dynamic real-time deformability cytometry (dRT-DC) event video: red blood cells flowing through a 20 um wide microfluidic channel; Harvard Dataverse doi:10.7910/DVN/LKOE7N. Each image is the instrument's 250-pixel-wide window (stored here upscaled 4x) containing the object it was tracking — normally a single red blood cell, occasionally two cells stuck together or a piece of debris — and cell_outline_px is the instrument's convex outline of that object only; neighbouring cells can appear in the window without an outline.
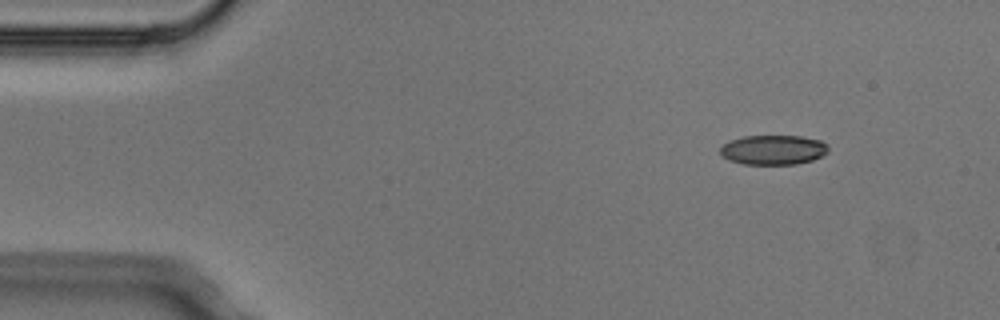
{"species": "Egyptian fruit bat (a non-hibernating species)", "species_latin": "Rousettus aegyptiacus", "temperature_condition": "cold", "stored_images_in_passage": 6, "camera_frame_rate_fps": 3000, "um_per_image_px": 0.085, "animal": {"sex": "male"}, "frame": {"image": 1, "passage_image": 2, "time_ms": 0.333, "image_size_px": [1000, 320], "cell_outline_px": [[828, 152], [812, 160], [796, 164], [744, 164], [728, 160], [720, 152], [720, 148], [728, 140], [744, 136], [800, 136], [820, 140], [828, 144]], "centroid_in_image_um": [65.72, 12.73], "position_along_channel_um": 19.3, "area_um2": 18.67}}
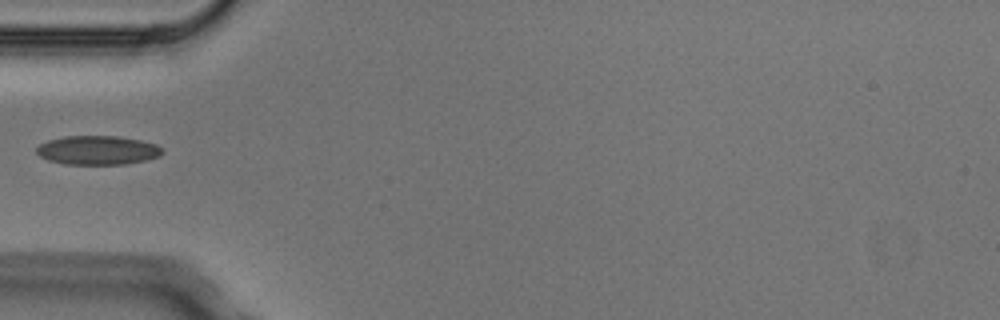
{"frame": {"image": 2, "passage_image": 5, "time_ms": 1.333, "image_size_px": [1000, 320], "cell_outline_px": [[164, 152], [160, 156], [148, 160], [124, 164], [64, 164], [48, 160], [40, 156], [36, 152], [36, 148], [40, 144], [48, 140], [64, 136], [116, 136], [140, 140], [156, 144], [164, 148]], "centroid_in_image_um": [8.33, 12.77], "position_along_channel_um": 76.7, "area_um2": 21.39}}
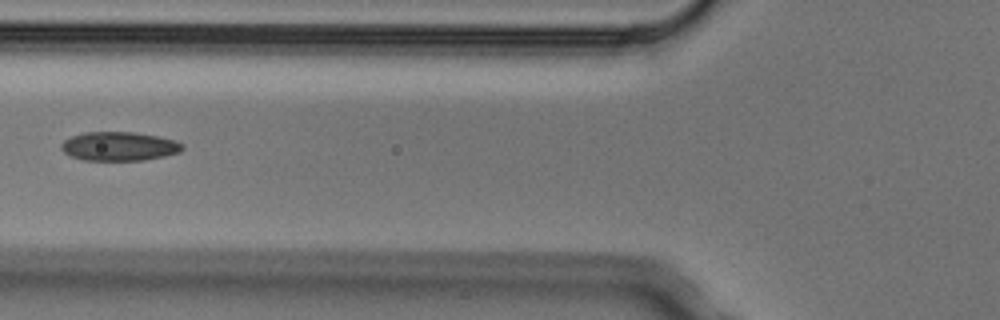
{"frame": {"image": 3, "passage_image": 6, "time_ms": 1.667, "image_size_px": [1000, 320], "cell_outline_px": [[184, 148], [180, 152], [164, 156], [144, 160], [84, 160], [72, 156], [64, 152], [60, 148], [60, 144], [64, 140], [72, 136], [84, 132], [132, 132], [156, 136], [176, 140], [184, 144]], "centroid_in_image_um": [10.14, 12.43], "position_along_channel_um": 115.7, "area_um2": 20.4}}